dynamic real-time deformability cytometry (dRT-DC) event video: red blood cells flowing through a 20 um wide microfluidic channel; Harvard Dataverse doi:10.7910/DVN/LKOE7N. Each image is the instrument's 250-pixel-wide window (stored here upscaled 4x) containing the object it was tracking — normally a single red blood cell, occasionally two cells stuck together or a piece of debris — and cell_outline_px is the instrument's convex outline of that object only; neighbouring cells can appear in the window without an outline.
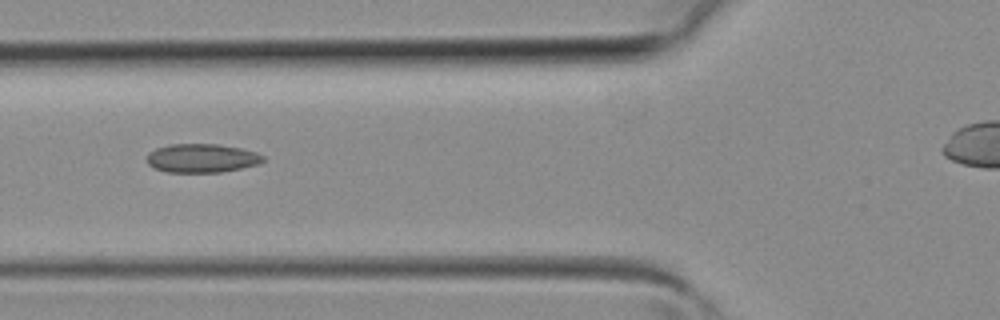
{"species": "common noctule bat (a hibernating species)", "species_latin": "Nyctalus noctula", "temperature_condition": "room temperature", "stored_images_in_passage": 3, "camera_frame_rate_fps": 3000, "um_per_image_px": 0.085, "animal": {"sex": "female", "body_mass_g": 19.3, "forearm_length_mm": 54.1}, "frame": {"image": 1, "passage_image": 3, "time_ms": 0.667, "image_size_px": [1000, 320], "cell_outline_px": [[264, 160], [260, 164], [220, 172], [168, 172], [156, 168], [148, 164], [148, 152], [156, 148], [168, 144], [216, 144], [240, 148], [256, 152], [264, 156]], "centroid_in_image_um": [17.16, 13.44], "position_along_channel_um": 108.6, "area_um2": 19.36}}